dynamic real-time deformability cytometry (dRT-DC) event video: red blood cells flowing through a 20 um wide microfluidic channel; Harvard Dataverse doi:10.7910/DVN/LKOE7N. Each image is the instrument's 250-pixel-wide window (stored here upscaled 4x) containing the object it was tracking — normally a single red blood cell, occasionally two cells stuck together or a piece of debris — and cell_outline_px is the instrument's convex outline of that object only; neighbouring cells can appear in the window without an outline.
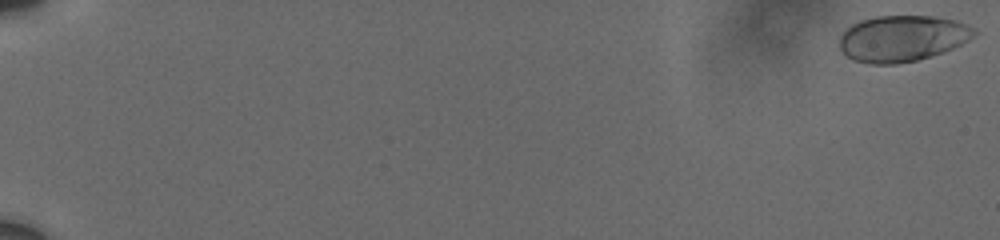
{"species": "human", "species_latin": "Homo sapiens", "temperature_condition": "cold", "stored_images_in_passage": 9, "camera_frame_rate_fps": 3000, "um_per_image_px": 0.085, "donor": {"sex": "male"}, "frame": {"image": 1, "passage_image": 1, "time_ms": 0.0, "image_size_px": [1000, 240], "cell_outline_px": [[980, 32], [968, 40], [952, 48], [916, 60], [896, 64], [872, 64], [852, 60], [840, 48], [840, 36], [852, 24], [860, 20], [876, 16], [936, 16], [956, 20], [976, 28]], "centroid_in_image_um": [76.71, 3.25], "position_along_channel_um": 8.3, "area_um2": 36.13}}
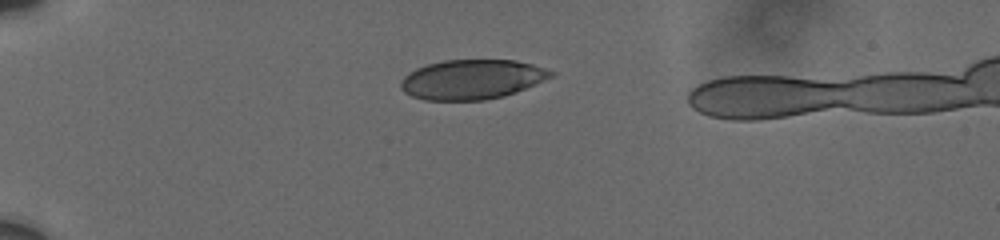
{"frame": {"image": 2, "passage_image": 7, "time_ms": 5.667, "image_size_px": [1000, 240], "cell_outline_px": [[556, 72], [552, 76], [544, 80], [516, 92], [504, 96], [484, 100], [424, 100], [412, 96], [404, 92], [400, 88], [400, 84], [404, 76], [408, 72], [416, 68], [428, 64], [444, 60], [516, 60], [532, 64]], "centroid_in_image_um": [40.09, 6.75], "position_along_channel_um": 44.9, "area_um2": 34.68}}
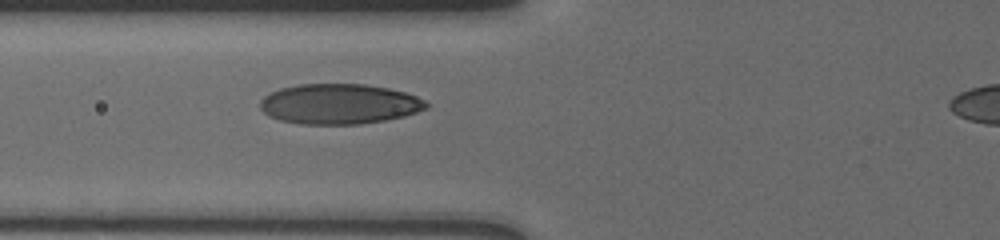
{"frame": {"image": 3, "passage_image": 9, "time_ms": 8.333, "image_size_px": [1000, 240], "cell_outline_px": [[428, 108], [404, 116], [384, 120], [360, 124], [300, 124], [280, 120], [268, 116], [260, 108], [260, 100], [264, 96], [280, 88], [300, 84], [364, 84], [388, 88], [404, 92], [416, 96], [424, 100], [428, 104]], "centroid_in_image_um": [28.82, 8.84], "position_along_channel_um": 97.0, "area_um2": 38.9}}